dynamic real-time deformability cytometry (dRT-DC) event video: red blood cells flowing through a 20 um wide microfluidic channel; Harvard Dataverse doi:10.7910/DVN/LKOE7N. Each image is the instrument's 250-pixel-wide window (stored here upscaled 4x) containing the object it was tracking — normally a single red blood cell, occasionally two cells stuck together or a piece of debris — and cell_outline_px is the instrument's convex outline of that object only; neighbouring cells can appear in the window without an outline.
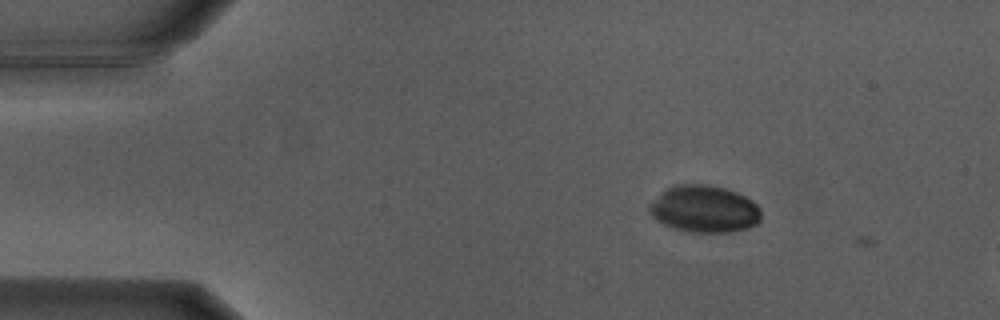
{"species": "Egyptian fruit bat (a non-hibernating species)", "species_latin": "Rousettus aegyptiacus", "temperature_condition": "warm", "stored_images_in_passage": 5, "camera_frame_rate_fps": 3000, "um_per_image_px": 0.085, "animal": {"sex": "male"}, "frame": {"image": 1, "passage_image": 2, "time_ms": 0.333, "image_size_px": [1000, 320], "cell_outline_px": [[760, 220], [756, 224], [748, 228], [728, 232], [692, 232], [676, 228], [664, 224], [656, 220], [652, 216], [648, 208], [648, 204], [668, 188], [676, 184], [708, 184], [724, 188], [736, 192], [752, 200], [760, 208]], "centroid_in_image_um": [59.87, 17.76], "position_along_channel_um": 25.1, "area_um2": 30.46}}